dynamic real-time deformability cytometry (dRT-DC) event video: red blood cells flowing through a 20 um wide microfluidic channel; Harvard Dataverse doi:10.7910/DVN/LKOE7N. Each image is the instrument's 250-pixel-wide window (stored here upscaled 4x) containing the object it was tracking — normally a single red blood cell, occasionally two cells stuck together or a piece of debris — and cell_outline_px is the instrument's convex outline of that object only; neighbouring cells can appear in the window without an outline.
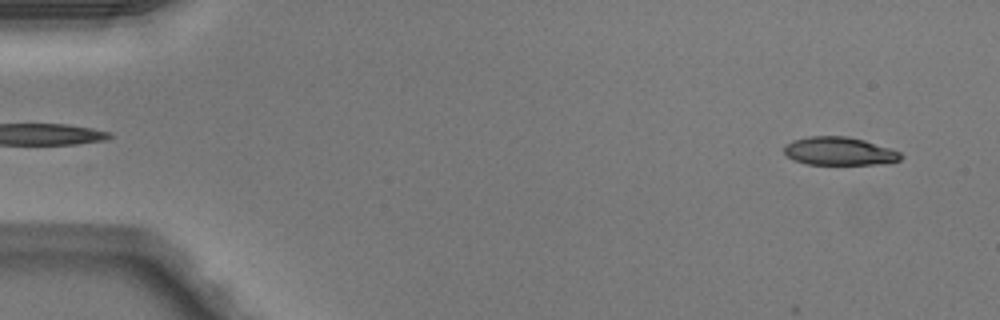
{"species": "Egyptian fruit bat (a non-hibernating species)", "species_latin": "Rousettus aegyptiacus", "temperature_condition": "warm", "stored_images_in_passage": 5, "camera_frame_rate_fps": 3000, "um_per_image_px": 0.085, "animal": {"sex": "male"}, "frame": {"image": 1, "passage_image": 3, "time_ms": 0.667, "image_size_px": [1000, 320], "cell_outline_px": [[904, 156], [900, 160], [876, 164], [808, 164], [796, 160], [788, 156], [784, 152], [784, 148], [792, 140], [808, 136], [848, 136], [864, 140], [892, 148], [900, 152]], "centroid_in_image_um": [71.38, 12.84], "position_along_channel_um": 13.6, "area_um2": 19.07}}